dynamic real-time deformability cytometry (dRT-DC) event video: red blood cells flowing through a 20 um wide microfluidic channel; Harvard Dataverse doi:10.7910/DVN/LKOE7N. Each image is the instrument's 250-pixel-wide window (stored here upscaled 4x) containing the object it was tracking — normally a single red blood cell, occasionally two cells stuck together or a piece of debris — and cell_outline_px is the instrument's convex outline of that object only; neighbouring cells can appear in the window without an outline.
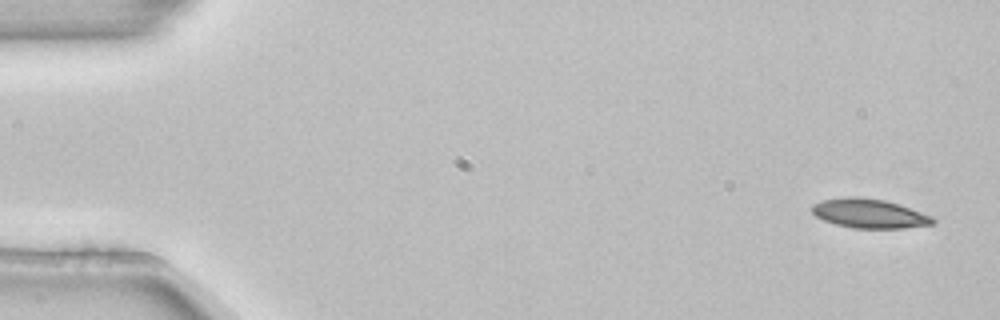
{"species": "common noctule bat (a hibernating species)", "species_latin": "Nyctalus noctula", "temperature_condition": "room temperature", "stored_images_in_passage": 5, "segment_of_instrument_passage": [1, 2], "camera_frame_rate_fps": 3000, "um_per_image_px": 0.085, "animal": {"sex": "female", "body_mass_g": 22.7, "forearm_length_mm": 54.2}, "frame": {"image": 1, "passage_image": 1, "time_ms": 0.0, "image_size_px": [1000, 320], "cell_outline_px": [[936, 224], [904, 228], [852, 228], [836, 224], [824, 220], [816, 216], [812, 212], [812, 204], [824, 200], [852, 196], [856, 196], [884, 200], [900, 204], [932, 216], [936, 220]], "centroid_in_image_um": [73.93, 18.15], "position_along_channel_um": 11.1, "area_um2": 20.58}}